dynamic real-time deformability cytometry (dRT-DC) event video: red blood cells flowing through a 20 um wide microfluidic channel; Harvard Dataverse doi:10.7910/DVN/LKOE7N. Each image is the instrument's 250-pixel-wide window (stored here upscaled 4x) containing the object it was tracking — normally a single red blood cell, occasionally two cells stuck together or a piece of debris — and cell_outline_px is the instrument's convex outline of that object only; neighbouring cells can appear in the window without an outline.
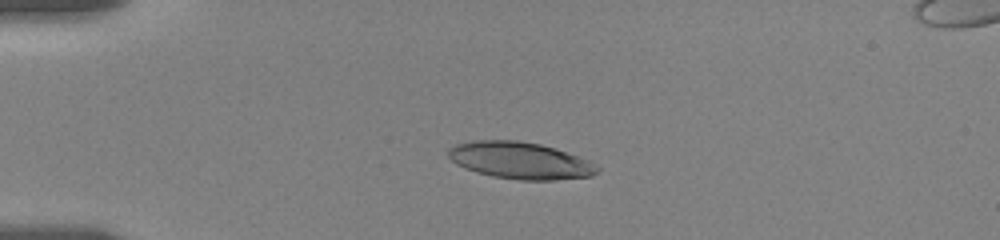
{"species": "human", "species_latin": "Homo sapiens", "temperature_condition": "room temperature", "stored_images_in_passage": 13, "camera_frame_rate_fps": 3000, "um_per_image_px": 0.085, "donor": {"sex": "female"}, "frame": {"image": 1, "passage_image": 8, "time_ms": 4.667, "image_size_px": [1000, 240], "cell_outline_px": [[600, 172], [592, 176], [556, 180], [520, 180], [492, 176], [476, 172], [464, 168], [456, 164], [448, 156], [448, 148], [456, 144], [472, 140], [516, 140], [540, 144], [556, 148], [580, 156], [588, 160], [600, 168]], "centroid_in_image_um": [44.23, 13.64], "position_along_channel_um": 40.8, "area_um2": 32.31}}
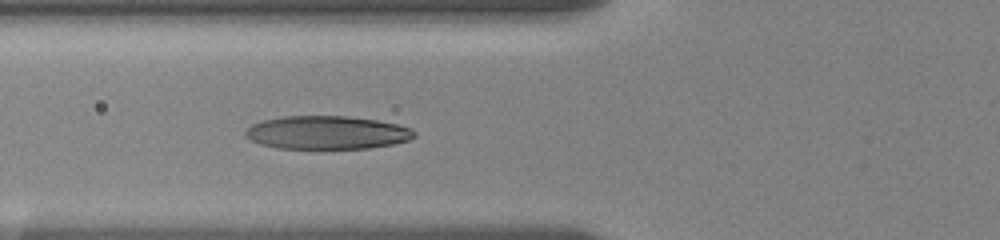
{"frame": {"image": 2, "passage_image": 13, "time_ms": 7.333, "image_size_px": [1000, 240], "cell_outline_px": [[416, 136], [408, 140], [392, 144], [368, 148], [276, 148], [260, 144], [244, 136], [244, 132], [252, 124], [264, 120], [284, 116], [348, 116], [376, 120], [396, 124], [412, 128], [416, 132]], "centroid_in_image_um": [27.79, 11.26], "position_along_channel_um": 98.0, "area_um2": 32.66}}